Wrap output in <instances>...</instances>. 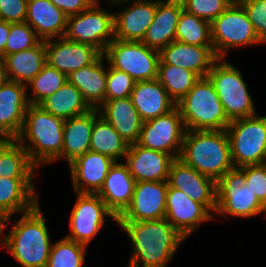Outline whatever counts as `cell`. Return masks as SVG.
<instances>
[{
    "mask_svg": "<svg viewBox=\"0 0 266 267\" xmlns=\"http://www.w3.org/2000/svg\"><path fill=\"white\" fill-rule=\"evenodd\" d=\"M20 216L18 220L12 216L2 220L0 247L22 267H46L53 243L40 203Z\"/></svg>",
    "mask_w": 266,
    "mask_h": 267,
    "instance_id": "1",
    "label": "cell"
},
{
    "mask_svg": "<svg viewBox=\"0 0 266 267\" xmlns=\"http://www.w3.org/2000/svg\"><path fill=\"white\" fill-rule=\"evenodd\" d=\"M116 223L132 244L126 267H167L186 240L165 218Z\"/></svg>",
    "mask_w": 266,
    "mask_h": 267,
    "instance_id": "2",
    "label": "cell"
},
{
    "mask_svg": "<svg viewBox=\"0 0 266 267\" xmlns=\"http://www.w3.org/2000/svg\"><path fill=\"white\" fill-rule=\"evenodd\" d=\"M64 123V119L52 115L39 105L30 104L26 110L17 141L37 168L62 160Z\"/></svg>",
    "mask_w": 266,
    "mask_h": 267,
    "instance_id": "3",
    "label": "cell"
},
{
    "mask_svg": "<svg viewBox=\"0 0 266 267\" xmlns=\"http://www.w3.org/2000/svg\"><path fill=\"white\" fill-rule=\"evenodd\" d=\"M179 159L216 182L234 168L226 130H186Z\"/></svg>",
    "mask_w": 266,
    "mask_h": 267,
    "instance_id": "4",
    "label": "cell"
},
{
    "mask_svg": "<svg viewBox=\"0 0 266 267\" xmlns=\"http://www.w3.org/2000/svg\"><path fill=\"white\" fill-rule=\"evenodd\" d=\"M176 107L186 130H225L231 122L208 77L200 78Z\"/></svg>",
    "mask_w": 266,
    "mask_h": 267,
    "instance_id": "5",
    "label": "cell"
},
{
    "mask_svg": "<svg viewBox=\"0 0 266 267\" xmlns=\"http://www.w3.org/2000/svg\"><path fill=\"white\" fill-rule=\"evenodd\" d=\"M243 76L240 69L227 59H218L207 75L230 121L257 114L254 100Z\"/></svg>",
    "mask_w": 266,
    "mask_h": 267,
    "instance_id": "6",
    "label": "cell"
},
{
    "mask_svg": "<svg viewBox=\"0 0 266 267\" xmlns=\"http://www.w3.org/2000/svg\"><path fill=\"white\" fill-rule=\"evenodd\" d=\"M225 130L234 167L266 163V115L232 120Z\"/></svg>",
    "mask_w": 266,
    "mask_h": 267,
    "instance_id": "7",
    "label": "cell"
},
{
    "mask_svg": "<svg viewBox=\"0 0 266 267\" xmlns=\"http://www.w3.org/2000/svg\"><path fill=\"white\" fill-rule=\"evenodd\" d=\"M216 217L252 218L259 214L266 217V207L246 186V175L234 167L216 182ZM228 216V217H227Z\"/></svg>",
    "mask_w": 266,
    "mask_h": 267,
    "instance_id": "8",
    "label": "cell"
},
{
    "mask_svg": "<svg viewBox=\"0 0 266 267\" xmlns=\"http://www.w3.org/2000/svg\"><path fill=\"white\" fill-rule=\"evenodd\" d=\"M211 37L218 59H227L234 48L262 45L245 9L237 0L211 22Z\"/></svg>",
    "mask_w": 266,
    "mask_h": 267,
    "instance_id": "9",
    "label": "cell"
},
{
    "mask_svg": "<svg viewBox=\"0 0 266 267\" xmlns=\"http://www.w3.org/2000/svg\"><path fill=\"white\" fill-rule=\"evenodd\" d=\"M103 56L111 68L124 71L136 82L158 77L160 53L142 42L114 39Z\"/></svg>",
    "mask_w": 266,
    "mask_h": 267,
    "instance_id": "10",
    "label": "cell"
},
{
    "mask_svg": "<svg viewBox=\"0 0 266 267\" xmlns=\"http://www.w3.org/2000/svg\"><path fill=\"white\" fill-rule=\"evenodd\" d=\"M97 0L90 8L77 15L69 16L64 37L67 40L86 43L102 53L115 39L114 12L105 10Z\"/></svg>",
    "mask_w": 266,
    "mask_h": 267,
    "instance_id": "11",
    "label": "cell"
},
{
    "mask_svg": "<svg viewBox=\"0 0 266 267\" xmlns=\"http://www.w3.org/2000/svg\"><path fill=\"white\" fill-rule=\"evenodd\" d=\"M74 193L76 202L68 221L70 232L65 237L88 247L101 232L106 220L117 222V217L97 194Z\"/></svg>",
    "mask_w": 266,
    "mask_h": 267,
    "instance_id": "12",
    "label": "cell"
},
{
    "mask_svg": "<svg viewBox=\"0 0 266 267\" xmlns=\"http://www.w3.org/2000/svg\"><path fill=\"white\" fill-rule=\"evenodd\" d=\"M186 128L177 107L157 118L143 122L138 145L179 158Z\"/></svg>",
    "mask_w": 266,
    "mask_h": 267,
    "instance_id": "13",
    "label": "cell"
},
{
    "mask_svg": "<svg viewBox=\"0 0 266 267\" xmlns=\"http://www.w3.org/2000/svg\"><path fill=\"white\" fill-rule=\"evenodd\" d=\"M168 186V181L135 182L131 202L117 222L164 219Z\"/></svg>",
    "mask_w": 266,
    "mask_h": 267,
    "instance_id": "14",
    "label": "cell"
},
{
    "mask_svg": "<svg viewBox=\"0 0 266 267\" xmlns=\"http://www.w3.org/2000/svg\"><path fill=\"white\" fill-rule=\"evenodd\" d=\"M168 184L201 203L213 216L216 211V181L200 174L181 159L175 158L169 169Z\"/></svg>",
    "mask_w": 266,
    "mask_h": 267,
    "instance_id": "15",
    "label": "cell"
},
{
    "mask_svg": "<svg viewBox=\"0 0 266 267\" xmlns=\"http://www.w3.org/2000/svg\"><path fill=\"white\" fill-rule=\"evenodd\" d=\"M165 219L185 238L197 231L214 216L182 191L168 186Z\"/></svg>",
    "mask_w": 266,
    "mask_h": 267,
    "instance_id": "16",
    "label": "cell"
},
{
    "mask_svg": "<svg viewBox=\"0 0 266 267\" xmlns=\"http://www.w3.org/2000/svg\"><path fill=\"white\" fill-rule=\"evenodd\" d=\"M110 6H125L115 10L114 36L117 40L142 42L147 29L153 22L157 9V0L129 1L124 3H110ZM125 4V5H124ZM126 4L129 6L126 7Z\"/></svg>",
    "mask_w": 266,
    "mask_h": 267,
    "instance_id": "17",
    "label": "cell"
},
{
    "mask_svg": "<svg viewBox=\"0 0 266 267\" xmlns=\"http://www.w3.org/2000/svg\"><path fill=\"white\" fill-rule=\"evenodd\" d=\"M46 63L69 75L93 64L103 53L94 46L67 40L65 37L45 41Z\"/></svg>",
    "mask_w": 266,
    "mask_h": 267,
    "instance_id": "18",
    "label": "cell"
},
{
    "mask_svg": "<svg viewBox=\"0 0 266 267\" xmlns=\"http://www.w3.org/2000/svg\"><path fill=\"white\" fill-rule=\"evenodd\" d=\"M114 162L91 150L76 158L68 165L73 192L97 194Z\"/></svg>",
    "mask_w": 266,
    "mask_h": 267,
    "instance_id": "19",
    "label": "cell"
},
{
    "mask_svg": "<svg viewBox=\"0 0 266 267\" xmlns=\"http://www.w3.org/2000/svg\"><path fill=\"white\" fill-rule=\"evenodd\" d=\"M135 182L168 181L169 169L174 158L165 152L130 144L124 159Z\"/></svg>",
    "mask_w": 266,
    "mask_h": 267,
    "instance_id": "20",
    "label": "cell"
},
{
    "mask_svg": "<svg viewBox=\"0 0 266 267\" xmlns=\"http://www.w3.org/2000/svg\"><path fill=\"white\" fill-rule=\"evenodd\" d=\"M25 84L7 80L0 87V135L17 138L29 107Z\"/></svg>",
    "mask_w": 266,
    "mask_h": 267,
    "instance_id": "21",
    "label": "cell"
},
{
    "mask_svg": "<svg viewBox=\"0 0 266 267\" xmlns=\"http://www.w3.org/2000/svg\"><path fill=\"white\" fill-rule=\"evenodd\" d=\"M159 64L180 66L207 77L213 64L218 60L213 46H198L174 41L160 52Z\"/></svg>",
    "mask_w": 266,
    "mask_h": 267,
    "instance_id": "22",
    "label": "cell"
},
{
    "mask_svg": "<svg viewBox=\"0 0 266 267\" xmlns=\"http://www.w3.org/2000/svg\"><path fill=\"white\" fill-rule=\"evenodd\" d=\"M134 185L135 180L127 164L124 161H115L97 195L118 218L131 202Z\"/></svg>",
    "mask_w": 266,
    "mask_h": 267,
    "instance_id": "23",
    "label": "cell"
},
{
    "mask_svg": "<svg viewBox=\"0 0 266 267\" xmlns=\"http://www.w3.org/2000/svg\"><path fill=\"white\" fill-rule=\"evenodd\" d=\"M33 179L0 177V218L3 220L34 209L39 202Z\"/></svg>",
    "mask_w": 266,
    "mask_h": 267,
    "instance_id": "24",
    "label": "cell"
},
{
    "mask_svg": "<svg viewBox=\"0 0 266 267\" xmlns=\"http://www.w3.org/2000/svg\"><path fill=\"white\" fill-rule=\"evenodd\" d=\"M183 10L181 0H157L153 22L142 43L160 52L174 42L177 23Z\"/></svg>",
    "mask_w": 266,
    "mask_h": 267,
    "instance_id": "25",
    "label": "cell"
},
{
    "mask_svg": "<svg viewBox=\"0 0 266 267\" xmlns=\"http://www.w3.org/2000/svg\"><path fill=\"white\" fill-rule=\"evenodd\" d=\"M68 16L50 0H28L25 22L42 41L64 37Z\"/></svg>",
    "mask_w": 266,
    "mask_h": 267,
    "instance_id": "26",
    "label": "cell"
},
{
    "mask_svg": "<svg viewBox=\"0 0 266 267\" xmlns=\"http://www.w3.org/2000/svg\"><path fill=\"white\" fill-rule=\"evenodd\" d=\"M98 112L129 145L138 142L143 121L130 96L107 100L98 108Z\"/></svg>",
    "mask_w": 266,
    "mask_h": 267,
    "instance_id": "27",
    "label": "cell"
},
{
    "mask_svg": "<svg viewBox=\"0 0 266 267\" xmlns=\"http://www.w3.org/2000/svg\"><path fill=\"white\" fill-rule=\"evenodd\" d=\"M130 98L143 122L167 114L176 107L157 78L136 82Z\"/></svg>",
    "mask_w": 266,
    "mask_h": 267,
    "instance_id": "28",
    "label": "cell"
},
{
    "mask_svg": "<svg viewBox=\"0 0 266 267\" xmlns=\"http://www.w3.org/2000/svg\"><path fill=\"white\" fill-rule=\"evenodd\" d=\"M103 54L91 65L82 67L67 75L84 100L92 109H98L105 102L107 83V64Z\"/></svg>",
    "mask_w": 266,
    "mask_h": 267,
    "instance_id": "29",
    "label": "cell"
},
{
    "mask_svg": "<svg viewBox=\"0 0 266 267\" xmlns=\"http://www.w3.org/2000/svg\"><path fill=\"white\" fill-rule=\"evenodd\" d=\"M93 131V109L89 112L66 119L63 130L62 160L69 165L76 158L90 150Z\"/></svg>",
    "mask_w": 266,
    "mask_h": 267,
    "instance_id": "30",
    "label": "cell"
},
{
    "mask_svg": "<svg viewBox=\"0 0 266 267\" xmlns=\"http://www.w3.org/2000/svg\"><path fill=\"white\" fill-rule=\"evenodd\" d=\"M8 80L27 85L46 64L45 41L31 49L3 56Z\"/></svg>",
    "mask_w": 266,
    "mask_h": 267,
    "instance_id": "31",
    "label": "cell"
},
{
    "mask_svg": "<svg viewBox=\"0 0 266 267\" xmlns=\"http://www.w3.org/2000/svg\"><path fill=\"white\" fill-rule=\"evenodd\" d=\"M39 106L64 120L83 115L92 108L84 100L80 90L68 80Z\"/></svg>",
    "mask_w": 266,
    "mask_h": 267,
    "instance_id": "32",
    "label": "cell"
},
{
    "mask_svg": "<svg viewBox=\"0 0 266 267\" xmlns=\"http://www.w3.org/2000/svg\"><path fill=\"white\" fill-rule=\"evenodd\" d=\"M129 144L99 115L98 109H93V131L90 150L110 157L114 161L125 159Z\"/></svg>",
    "mask_w": 266,
    "mask_h": 267,
    "instance_id": "33",
    "label": "cell"
},
{
    "mask_svg": "<svg viewBox=\"0 0 266 267\" xmlns=\"http://www.w3.org/2000/svg\"><path fill=\"white\" fill-rule=\"evenodd\" d=\"M157 79L170 98L177 104L187 95L200 77L196 73L180 66L158 64Z\"/></svg>",
    "mask_w": 266,
    "mask_h": 267,
    "instance_id": "34",
    "label": "cell"
},
{
    "mask_svg": "<svg viewBox=\"0 0 266 267\" xmlns=\"http://www.w3.org/2000/svg\"><path fill=\"white\" fill-rule=\"evenodd\" d=\"M175 41L198 46H213L211 23L183 10L177 23Z\"/></svg>",
    "mask_w": 266,
    "mask_h": 267,
    "instance_id": "35",
    "label": "cell"
},
{
    "mask_svg": "<svg viewBox=\"0 0 266 267\" xmlns=\"http://www.w3.org/2000/svg\"><path fill=\"white\" fill-rule=\"evenodd\" d=\"M67 80L66 74L46 63L43 69L26 85L27 91L31 90L30 93L27 92L29 104L39 105Z\"/></svg>",
    "mask_w": 266,
    "mask_h": 267,
    "instance_id": "36",
    "label": "cell"
},
{
    "mask_svg": "<svg viewBox=\"0 0 266 267\" xmlns=\"http://www.w3.org/2000/svg\"><path fill=\"white\" fill-rule=\"evenodd\" d=\"M86 255L87 246L64 236L52 244L46 267H83Z\"/></svg>",
    "mask_w": 266,
    "mask_h": 267,
    "instance_id": "37",
    "label": "cell"
},
{
    "mask_svg": "<svg viewBox=\"0 0 266 267\" xmlns=\"http://www.w3.org/2000/svg\"><path fill=\"white\" fill-rule=\"evenodd\" d=\"M4 177L34 179L38 168L31 162L28 152L17 141L2 157ZM37 170V171H36Z\"/></svg>",
    "mask_w": 266,
    "mask_h": 267,
    "instance_id": "38",
    "label": "cell"
},
{
    "mask_svg": "<svg viewBox=\"0 0 266 267\" xmlns=\"http://www.w3.org/2000/svg\"><path fill=\"white\" fill-rule=\"evenodd\" d=\"M41 41L37 33L26 22L11 23L5 55L31 49Z\"/></svg>",
    "mask_w": 266,
    "mask_h": 267,
    "instance_id": "39",
    "label": "cell"
},
{
    "mask_svg": "<svg viewBox=\"0 0 266 267\" xmlns=\"http://www.w3.org/2000/svg\"><path fill=\"white\" fill-rule=\"evenodd\" d=\"M135 84L136 81L127 73L107 64L105 101L129 97Z\"/></svg>",
    "mask_w": 266,
    "mask_h": 267,
    "instance_id": "40",
    "label": "cell"
},
{
    "mask_svg": "<svg viewBox=\"0 0 266 267\" xmlns=\"http://www.w3.org/2000/svg\"><path fill=\"white\" fill-rule=\"evenodd\" d=\"M186 12L210 23L223 13L234 0H181Z\"/></svg>",
    "mask_w": 266,
    "mask_h": 267,
    "instance_id": "41",
    "label": "cell"
},
{
    "mask_svg": "<svg viewBox=\"0 0 266 267\" xmlns=\"http://www.w3.org/2000/svg\"><path fill=\"white\" fill-rule=\"evenodd\" d=\"M245 9L248 18L261 41L266 44V0H237Z\"/></svg>",
    "mask_w": 266,
    "mask_h": 267,
    "instance_id": "42",
    "label": "cell"
},
{
    "mask_svg": "<svg viewBox=\"0 0 266 267\" xmlns=\"http://www.w3.org/2000/svg\"><path fill=\"white\" fill-rule=\"evenodd\" d=\"M246 175V186L257 196L266 207V163L248 165L240 168Z\"/></svg>",
    "mask_w": 266,
    "mask_h": 267,
    "instance_id": "43",
    "label": "cell"
},
{
    "mask_svg": "<svg viewBox=\"0 0 266 267\" xmlns=\"http://www.w3.org/2000/svg\"><path fill=\"white\" fill-rule=\"evenodd\" d=\"M28 0H0V20L8 23L25 22Z\"/></svg>",
    "mask_w": 266,
    "mask_h": 267,
    "instance_id": "44",
    "label": "cell"
},
{
    "mask_svg": "<svg viewBox=\"0 0 266 267\" xmlns=\"http://www.w3.org/2000/svg\"><path fill=\"white\" fill-rule=\"evenodd\" d=\"M53 5L63 11L68 17L77 15L90 8L97 0H50Z\"/></svg>",
    "mask_w": 266,
    "mask_h": 267,
    "instance_id": "45",
    "label": "cell"
},
{
    "mask_svg": "<svg viewBox=\"0 0 266 267\" xmlns=\"http://www.w3.org/2000/svg\"><path fill=\"white\" fill-rule=\"evenodd\" d=\"M17 142V138L9 135H0V177L4 176L3 155Z\"/></svg>",
    "mask_w": 266,
    "mask_h": 267,
    "instance_id": "46",
    "label": "cell"
},
{
    "mask_svg": "<svg viewBox=\"0 0 266 267\" xmlns=\"http://www.w3.org/2000/svg\"><path fill=\"white\" fill-rule=\"evenodd\" d=\"M11 23L0 20V56L5 55V46L9 35Z\"/></svg>",
    "mask_w": 266,
    "mask_h": 267,
    "instance_id": "47",
    "label": "cell"
},
{
    "mask_svg": "<svg viewBox=\"0 0 266 267\" xmlns=\"http://www.w3.org/2000/svg\"><path fill=\"white\" fill-rule=\"evenodd\" d=\"M8 80L6 74V64L2 56H0V87Z\"/></svg>",
    "mask_w": 266,
    "mask_h": 267,
    "instance_id": "48",
    "label": "cell"
},
{
    "mask_svg": "<svg viewBox=\"0 0 266 267\" xmlns=\"http://www.w3.org/2000/svg\"><path fill=\"white\" fill-rule=\"evenodd\" d=\"M129 1H149V0H105V2H110V3H124Z\"/></svg>",
    "mask_w": 266,
    "mask_h": 267,
    "instance_id": "49",
    "label": "cell"
},
{
    "mask_svg": "<svg viewBox=\"0 0 266 267\" xmlns=\"http://www.w3.org/2000/svg\"><path fill=\"white\" fill-rule=\"evenodd\" d=\"M1 231H2V219L0 218V236H1Z\"/></svg>",
    "mask_w": 266,
    "mask_h": 267,
    "instance_id": "50",
    "label": "cell"
}]
</instances>
